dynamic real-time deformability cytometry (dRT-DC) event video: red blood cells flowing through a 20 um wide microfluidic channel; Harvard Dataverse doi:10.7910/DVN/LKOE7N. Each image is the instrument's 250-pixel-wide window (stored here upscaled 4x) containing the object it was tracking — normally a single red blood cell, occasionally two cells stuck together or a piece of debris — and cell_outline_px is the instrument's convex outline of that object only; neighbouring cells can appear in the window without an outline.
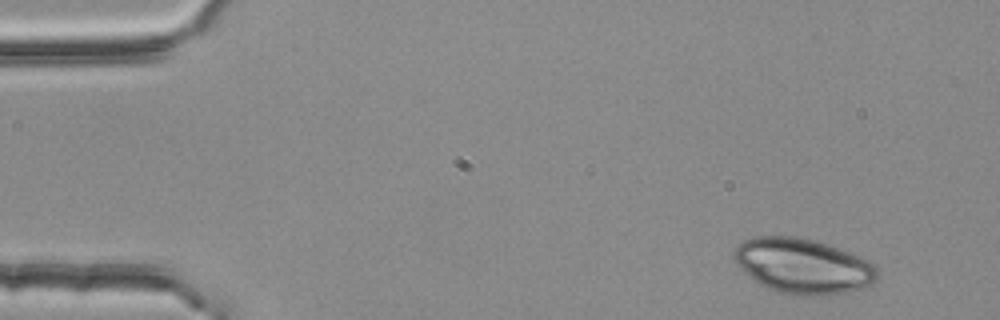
{"species": "common noctule bat (a hibernating species)", "species_latin": "Nyctalus noctula", "temperature_condition": "room temperature", "stored_images_in_passage": 4, "camera_frame_rate_fps": 3000, "um_per_image_px": 0.085, "animal": {"sex": "female", "body_mass_g": 25.1}, "frame": {"image": 1, "passage_image": 1, "time_ms": 0.0, "image_size_px": [1000, 320], "cell_outline_px": [[880, 272], [876, 280], [872, 284], [864, 288], [824, 296], [804, 296], [780, 292], [768, 288], [760, 284], [740, 268], [736, 264], [732, 256], [732, 252], [736, 244], [744, 240], [756, 236], [796, 236], [816, 240], [860, 256], [876, 264]], "centroid_in_image_um": [68.27, 22.6], "position_along_channel_um": 16.7, "area_um2": 46.53}}